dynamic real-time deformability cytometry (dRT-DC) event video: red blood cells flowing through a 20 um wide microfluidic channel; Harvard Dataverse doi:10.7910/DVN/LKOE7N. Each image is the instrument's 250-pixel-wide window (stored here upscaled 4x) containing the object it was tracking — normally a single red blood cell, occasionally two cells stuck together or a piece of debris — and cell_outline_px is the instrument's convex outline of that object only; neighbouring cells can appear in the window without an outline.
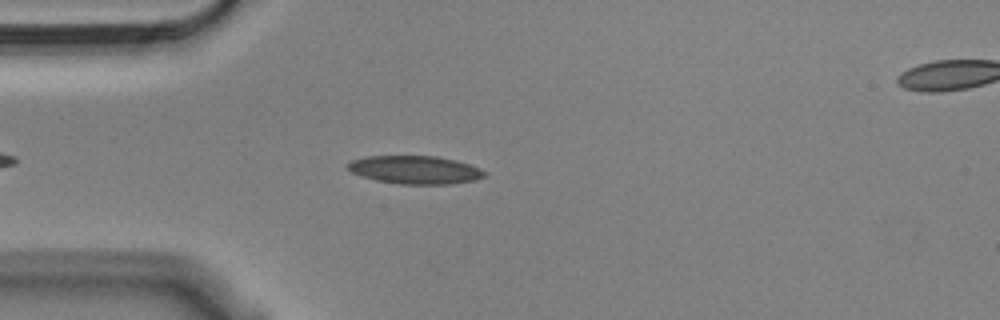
{"species": "Egyptian fruit bat (a non-hibernating species)", "species_latin": "Rousettus aegyptiacus", "temperature_condition": "cold", "stored_images_in_passage": 48, "segment_of_instrument_passage": [1, 2], "camera_frame_rate_fps": 3000, "um_per_image_px": 0.085, "animal": {"sex": "male"}, "frame": {"image": 1, "passage_image": 8, "time_ms": 2.333, "image_size_px": [1000, 320], "cell_outline_px": [[488, 176], [476, 180], [452, 184], [400, 184], [376, 180], [360, 176], [352, 172], [348, 168], [348, 164], [352, 160], [368, 156], [436, 156], [456, 160], [480, 168], [488, 172]], "centroid_in_image_um": [35.34, 14.44], "position_along_channel_um": 49.7, "area_um2": 22.54}}
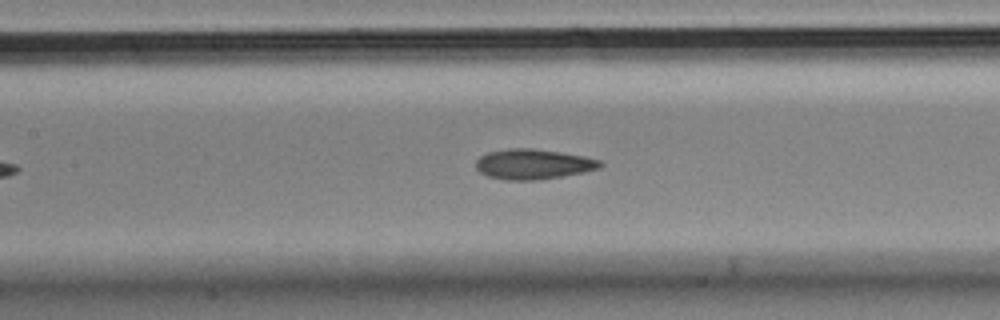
{"frame": {"image": 2, "passage_image": 18, "time_ms": 5.667, "image_size_px": [1000, 320], "cell_outline_px": [[604, 164], [600, 168], [584, 172], [540, 180], [508, 180], [488, 176], [480, 172], [476, 168], [476, 160], [480, 156], [488, 152], [508, 148], [532, 148], [560, 152], [584, 156], [600, 160]], "centroid_in_image_um": [45.33, 13.95], "position_along_channel_um": 162.1, "area_um2": 21.91}}
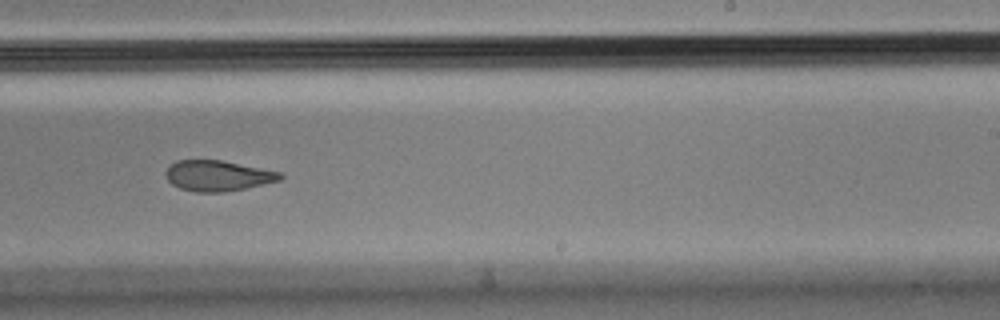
{"frame": {"image": 3, "passage_image": 27, "time_ms": 8.667, "image_size_px": [1000, 320], "cell_outline_px": [[284, 176], [280, 180], [244, 188], [224, 192], [196, 192], [180, 188], [172, 184], [168, 180], [164, 172], [176, 160], [220, 160], [284, 172]], "centroid_in_image_um": [18.53, 14.93], "position_along_channel_um": 270.5, "area_um2": 20.35}}